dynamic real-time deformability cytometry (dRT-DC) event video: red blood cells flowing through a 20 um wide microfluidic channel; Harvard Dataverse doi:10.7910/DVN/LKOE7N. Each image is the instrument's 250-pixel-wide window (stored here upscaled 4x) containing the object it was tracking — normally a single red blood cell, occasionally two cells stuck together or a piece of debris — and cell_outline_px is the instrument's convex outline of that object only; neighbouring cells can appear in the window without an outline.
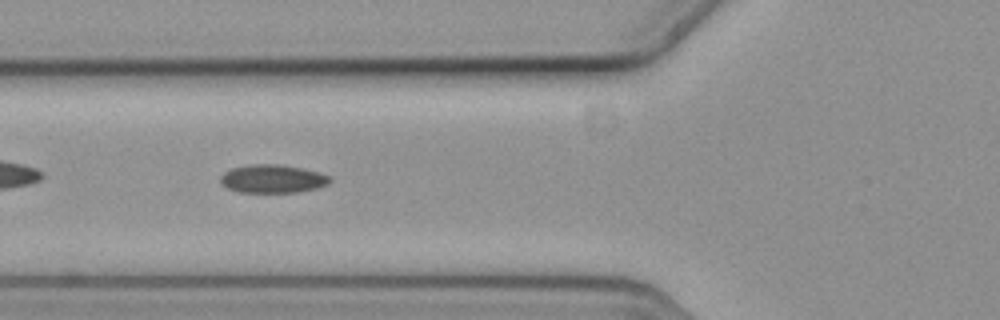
{"species": "common noctule bat (a hibernating species)", "species_latin": "Nyctalus noctula", "temperature_condition": "cold", "stored_images_in_passage": 36, "camera_frame_rate_fps": 3000, "um_per_image_px": 0.085, "animal": {"sex": "female", "body_mass_g": 19.3, "forearm_length_mm": 54.1}, "frame": {"image": 1, "passage_image": 6, "time_ms": 1.667, "image_size_px": [1000, 320], "cell_outline_px": [[332, 180], [328, 184], [316, 188], [296, 192], [236, 192], [220, 184], [220, 176], [224, 172], [232, 168], [248, 164], [280, 164], [304, 168], [320, 172], [328, 176]], "centroid_in_image_um": [23.15, 15.19], "position_along_channel_um": 102.7, "area_um2": 18.21}}
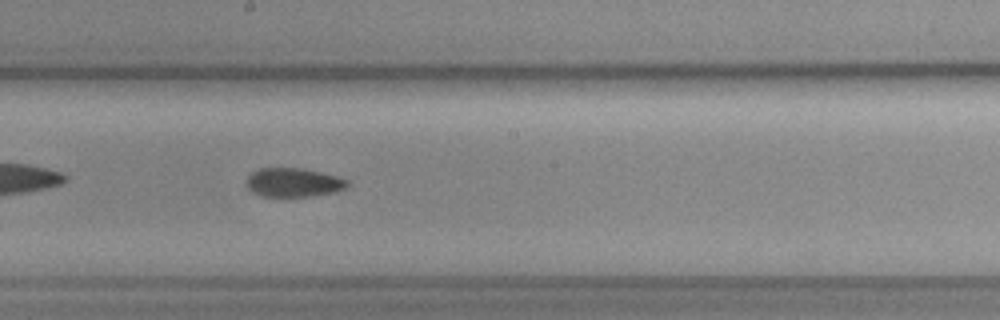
{"frame": {"image": 2, "passage_image": 16, "time_ms": 5.0, "image_size_px": [1000, 320], "cell_outline_px": [[348, 184], [344, 188], [336, 192], [312, 196], [260, 196], [252, 192], [248, 188], [248, 176], [252, 172], [260, 168], [304, 168], [336, 176], [348, 180]], "centroid_in_image_um": [24.95, 15.51], "position_along_channel_um": 223.3, "area_um2": 16.88}, "authors_computed_cell_mechanics": {"area_um2": 17.5712, "velocity_mm_per_s": 3.6092, "shape_relaxation_time_tau1_ms": null, "shape_relaxation_time_tau2_ms": 8.5376, "deformation_change_tau1": null, "deformation_change_tau2": 0.139}}